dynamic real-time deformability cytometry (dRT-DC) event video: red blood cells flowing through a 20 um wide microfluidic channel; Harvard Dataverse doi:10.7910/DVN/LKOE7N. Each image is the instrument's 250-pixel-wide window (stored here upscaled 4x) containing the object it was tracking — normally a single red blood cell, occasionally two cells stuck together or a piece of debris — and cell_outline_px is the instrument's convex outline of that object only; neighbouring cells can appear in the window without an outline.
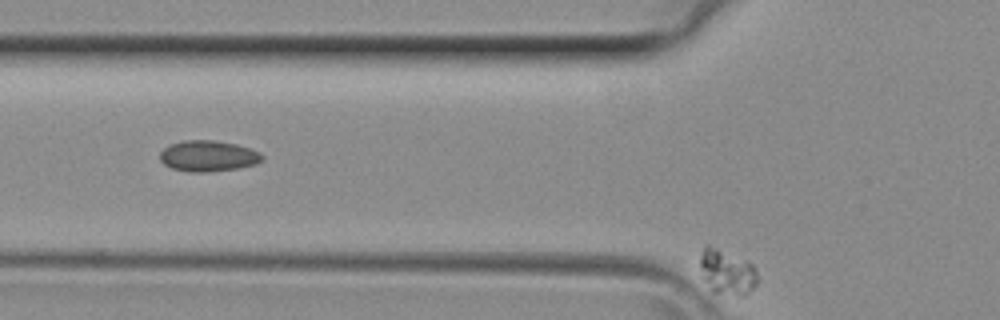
{"species": "common noctule bat (a hibernating species)", "species_latin": "Nyctalus noctula", "temperature_condition": "room temperature", "stored_images_in_passage": 12, "segment_of_instrument_passage": [2, 2], "camera_frame_rate_fps": 3000, "um_per_image_px": 0.085, "animal": {"sex": "female", "body_mass_g": 29.2, "forearm_length_mm": 56.3}, "frame": {"image": 1, "passage_image": 12, "time_ms": 3.667, "image_size_px": [1000, 320], "cell_outline_px": [[756, 284], [744, 296], [740, 296], [712, 292], [700, 276], [700, 256], [704, 248], [708, 244], [748, 260], [756, 268]], "centroid_in_image_um": [61.76, 23.12], "position_along_channel_um": 64.0, "area_um2": 15.32}}